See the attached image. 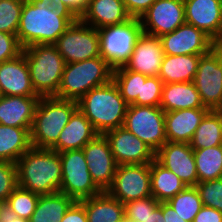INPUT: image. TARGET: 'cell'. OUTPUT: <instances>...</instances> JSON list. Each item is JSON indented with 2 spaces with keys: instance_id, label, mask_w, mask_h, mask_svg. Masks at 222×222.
Wrapping results in <instances>:
<instances>
[{
  "instance_id": "obj_1",
  "label": "cell",
  "mask_w": 222,
  "mask_h": 222,
  "mask_svg": "<svg viewBox=\"0 0 222 222\" xmlns=\"http://www.w3.org/2000/svg\"><path fill=\"white\" fill-rule=\"evenodd\" d=\"M76 19L61 8V0H27L16 35L23 49L37 44L54 45Z\"/></svg>"
},
{
  "instance_id": "obj_2",
  "label": "cell",
  "mask_w": 222,
  "mask_h": 222,
  "mask_svg": "<svg viewBox=\"0 0 222 222\" xmlns=\"http://www.w3.org/2000/svg\"><path fill=\"white\" fill-rule=\"evenodd\" d=\"M18 186L38 195L60 191V154L52 149L31 147L16 162Z\"/></svg>"
},
{
  "instance_id": "obj_3",
  "label": "cell",
  "mask_w": 222,
  "mask_h": 222,
  "mask_svg": "<svg viewBox=\"0 0 222 222\" xmlns=\"http://www.w3.org/2000/svg\"><path fill=\"white\" fill-rule=\"evenodd\" d=\"M77 103L99 134L123 127L128 104L113 80L91 89Z\"/></svg>"
},
{
  "instance_id": "obj_4",
  "label": "cell",
  "mask_w": 222,
  "mask_h": 222,
  "mask_svg": "<svg viewBox=\"0 0 222 222\" xmlns=\"http://www.w3.org/2000/svg\"><path fill=\"white\" fill-rule=\"evenodd\" d=\"M77 108L78 103L73 100L40 97L30 129L31 146L50 149Z\"/></svg>"
},
{
  "instance_id": "obj_5",
  "label": "cell",
  "mask_w": 222,
  "mask_h": 222,
  "mask_svg": "<svg viewBox=\"0 0 222 222\" xmlns=\"http://www.w3.org/2000/svg\"><path fill=\"white\" fill-rule=\"evenodd\" d=\"M32 86L39 97L56 96L66 65L55 45L37 44L23 49Z\"/></svg>"
},
{
  "instance_id": "obj_6",
  "label": "cell",
  "mask_w": 222,
  "mask_h": 222,
  "mask_svg": "<svg viewBox=\"0 0 222 222\" xmlns=\"http://www.w3.org/2000/svg\"><path fill=\"white\" fill-rule=\"evenodd\" d=\"M113 69L101 57L67 63L55 97L78 102L91 89L112 80Z\"/></svg>"
},
{
  "instance_id": "obj_7",
  "label": "cell",
  "mask_w": 222,
  "mask_h": 222,
  "mask_svg": "<svg viewBox=\"0 0 222 222\" xmlns=\"http://www.w3.org/2000/svg\"><path fill=\"white\" fill-rule=\"evenodd\" d=\"M100 38V56L114 70L125 66L143 29L139 18L97 29Z\"/></svg>"
},
{
  "instance_id": "obj_8",
  "label": "cell",
  "mask_w": 222,
  "mask_h": 222,
  "mask_svg": "<svg viewBox=\"0 0 222 222\" xmlns=\"http://www.w3.org/2000/svg\"><path fill=\"white\" fill-rule=\"evenodd\" d=\"M123 127L142 140L154 153L167 142L165 112L160 106L128 105Z\"/></svg>"
},
{
  "instance_id": "obj_9",
  "label": "cell",
  "mask_w": 222,
  "mask_h": 222,
  "mask_svg": "<svg viewBox=\"0 0 222 222\" xmlns=\"http://www.w3.org/2000/svg\"><path fill=\"white\" fill-rule=\"evenodd\" d=\"M59 154L62 167L59 192L72 197L75 201L90 198L103 192L91 177L82 149L69 150Z\"/></svg>"
},
{
  "instance_id": "obj_10",
  "label": "cell",
  "mask_w": 222,
  "mask_h": 222,
  "mask_svg": "<svg viewBox=\"0 0 222 222\" xmlns=\"http://www.w3.org/2000/svg\"><path fill=\"white\" fill-rule=\"evenodd\" d=\"M67 63L80 62L100 56L98 30L76 19L54 44Z\"/></svg>"
},
{
  "instance_id": "obj_11",
  "label": "cell",
  "mask_w": 222,
  "mask_h": 222,
  "mask_svg": "<svg viewBox=\"0 0 222 222\" xmlns=\"http://www.w3.org/2000/svg\"><path fill=\"white\" fill-rule=\"evenodd\" d=\"M194 84L202 104L210 110L222 102V46L217 44L200 56Z\"/></svg>"
},
{
  "instance_id": "obj_12",
  "label": "cell",
  "mask_w": 222,
  "mask_h": 222,
  "mask_svg": "<svg viewBox=\"0 0 222 222\" xmlns=\"http://www.w3.org/2000/svg\"><path fill=\"white\" fill-rule=\"evenodd\" d=\"M106 192L122 204L151 197L150 164H122Z\"/></svg>"
},
{
  "instance_id": "obj_13",
  "label": "cell",
  "mask_w": 222,
  "mask_h": 222,
  "mask_svg": "<svg viewBox=\"0 0 222 222\" xmlns=\"http://www.w3.org/2000/svg\"><path fill=\"white\" fill-rule=\"evenodd\" d=\"M143 32L161 37L186 23L183 0H156L139 18Z\"/></svg>"
},
{
  "instance_id": "obj_14",
  "label": "cell",
  "mask_w": 222,
  "mask_h": 222,
  "mask_svg": "<svg viewBox=\"0 0 222 222\" xmlns=\"http://www.w3.org/2000/svg\"><path fill=\"white\" fill-rule=\"evenodd\" d=\"M165 55H203L217 44L193 25L183 24L160 37Z\"/></svg>"
},
{
  "instance_id": "obj_15",
  "label": "cell",
  "mask_w": 222,
  "mask_h": 222,
  "mask_svg": "<svg viewBox=\"0 0 222 222\" xmlns=\"http://www.w3.org/2000/svg\"><path fill=\"white\" fill-rule=\"evenodd\" d=\"M88 170L95 184L106 191L113 183L117 164L104 134H98L84 147Z\"/></svg>"
},
{
  "instance_id": "obj_16",
  "label": "cell",
  "mask_w": 222,
  "mask_h": 222,
  "mask_svg": "<svg viewBox=\"0 0 222 222\" xmlns=\"http://www.w3.org/2000/svg\"><path fill=\"white\" fill-rule=\"evenodd\" d=\"M104 135L117 165L150 164L155 159V153L124 127L109 130Z\"/></svg>"
},
{
  "instance_id": "obj_17",
  "label": "cell",
  "mask_w": 222,
  "mask_h": 222,
  "mask_svg": "<svg viewBox=\"0 0 222 222\" xmlns=\"http://www.w3.org/2000/svg\"><path fill=\"white\" fill-rule=\"evenodd\" d=\"M155 159L178 176L187 187L198 183L194 153L190 144L167 141L155 153Z\"/></svg>"
},
{
  "instance_id": "obj_18",
  "label": "cell",
  "mask_w": 222,
  "mask_h": 222,
  "mask_svg": "<svg viewBox=\"0 0 222 222\" xmlns=\"http://www.w3.org/2000/svg\"><path fill=\"white\" fill-rule=\"evenodd\" d=\"M185 21L207 34L216 44L222 41V0H183Z\"/></svg>"
},
{
  "instance_id": "obj_19",
  "label": "cell",
  "mask_w": 222,
  "mask_h": 222,
  "mask_svg": "<svg viewBox=\"0 0 222 222\" xmlns=\"http://www.w3.org/2000/svg\"><path fill=\"white\" fill-rule=\"evenodd\" d=\"M164 55L160 37L143 32L124 67L146 76H158Z\"/></svg>"
},
{
  "instance_id": "obj_20",
  "label": "cell",
  "mask_w": 222,
  "mask_h": 222,
  "mask_svg": "<svg viewBox=\"0 0 222 222\" xmlns=\"http://www.w3.org/2000/svg\"><path fill=\"white\" fill-rule=\"evenodd\" d=\"M0 86L7 96H38L32 86L25 55L0 64Z\"/></svg>"
},
{
  "instance_id": "obj_21",
  "label": "cell",
  "mask_w": 222,
  "mask_h": 222,
  "mask_svg": "<svg viewBox=\"0 0 222 222\" xmlns=\"http://www.w3.org/2000/svg\"><path fill=\"white\" fill-rule=\"evenodd\" d=\"M209 111V108H191L165 112L167 141L190 144L195 130Z\"/></svg>"
},
{
  "instance_id": "obj_22",
  "label": "cell",
  "mask_w": 222,
  "mask_h": 222,
  "mask_svg": "<svg viewBox=\"0 0 222 222\" xmlns=\"http://www.w3.org/2000/svg\"><path fill=\"white\" fill-rule=\"evenodd\" d=\"M39 96H7L0 99V124L26 128L29 132Z\"/></svg>"
},
{
  "instance_id": "obj_23",
  "label": "cell",
  "mask_w": 222,
  "mask_h": 222,
  "mask_svg": "<svg viewBox=\"0 0 222 222\" xmlns=\"http://www.w3.org/2000/svg\"><path fill=\"white\" fill-rule=\"evenodd\" d=\"M98 134L91 122L77 108L61 131L58 141L50 149L58 153L83 149Z\"/></svg>"
},
{
  "instance_id": "obj_24",
  "label": "cell",
  "mask_w": 222,
  "mask_h": 222,
  "mask_svg": "<svg viewBox=\"0 0 222 222\" xmlns=\"http://www.w3.org/2000/svg\"><path fill=\"white\" fill-rule=\"evenodd\" d=\"M130 18L123 0H89L84 14L79 19L84 24L100 29L124 23Z\"/></svg>"
},
{
  "instance_id": "obj_25",
  "label": "cell",
  "mask_w": 222,
  "mask_h": 222,
  "mask_svg": "<svg viewBox=\"0 0 222 222\" xmlns=\"http://www.w3.org/2000/svg\"><path fill=\"white\" fill-rule=\"evenodd\" d=\"M159 106L164 112L207 108L202 104L200 94L193 81L164 84Z\"/></svg>"
},
{
  "instance_id": "obj_26",
  "label": "cell",
  "mask_w": 222,
  "mask_h": 222,
  "mask_svg": "<svg viewBox=\"0 0 222 222\" xmlns=\"http://www.w3.org/2000/svg\"><path fill=\"white\" fill-rule=\"evenodd\" d=\"M201 55H164L158 77L164 84L194 81Z\"/></svg>"
},
{
  "instance_id": "obj_27",
  "label": "cell",
  "mask_w": 222,
  "mask_h": 222,
  "mask_svg": "<svg viewBox=\"0 0 222 222\" xmlns=\"http://www.w3.org/2000/svg\"><path fill=\"white\" fill-rule=\"evenodd\" d=\"M79 202L84 206L88 222H117L125 217L124 204L106 191Z\"/></svg>"
},
{
  "instance_id": "obj_28",
  "label": "cell",
  "mask_w": 222,
  "mask_h": 222,
  "mask_svg": "<svg viewBox=\"0 0 222 222\" xmlns=\"http://www.w3.org/2000/svg\"><path fill=\"white\" fill-rule=\"evenodd\" d=\"M151 194L158 202H167L187 186L156 159L150 163Z\"/></svg>"
},
{
  "instance_id": "obj_29",
  "label": "cell",
  "mask_w": 222,
  "mask_h": 222,
  "mask_svg": "<svg viewBox=\"0 0 222 222\" xmlns=\"http://www.w3.org/2000/svg\"><path fill=\"white\" fill-rule=\"evenodd\" d=\"M30 132L0 124V161L16 163L31 148Z\"/></svg>"
},
{
  "instance_id": "obj_30",
  "label": "cell",
  "mask_w": 222,
  "mask_h": 222,
  "mask_svg": "<svg viewBox=\"0 0 222 222\" xmlns=\"http://www.w3.org/2000/svg\"><path fill=\"white\" fill-rule=\"evenodd\" d=\"M74 202L72 197L61 192L40 195L29 222H61Z\"/></svg>"
},
{
  "instance_id": "obj_31",
  "label": "cell",
  "mask_w": 222,
  "mask_h": 222,
  "mask_svg": "<svg viewBox=\"0 0 222 222\" xmlns=\"http://www.w3.org/2000/svg\"><path fill=\"white\" fill-rule=\"evenodd\" d=\"M218 145H222V116L216 110H210L195 130L190 146L198 150Z\"/></svg>"
},
{
  "instance_id": "obj_32",
  "label": "cell",
  "mask_w": 222,
  "mask_h": 222,
  "mask_svg": "<svg viewBox=\"0 0 222 222\" xmlns=\"http://www.w3.org/2000/svg\"><path fill=\"white\" fill-rule=\"evenodd\" d=\"M198 183L222 178V145L193 150Z\"/></svg>"
},
{
  "instance_id": "obj_33",
  "label": "cell",
  "mask_w": 222,
  "mask_h": 222,
  "mask_svg": "<svg viewBox=\"0 0 222 222\" xmlns=\"http://www.w3.org/2000/svg\"><path fill=\"white\" fill-rule=\"evenodd\" d=\"M148 76L127 70L124 66L113 70L112 80L117 85L121 96L130 105L141 97L142 81Z\"/></svg>"
},
{
  "instance_id": "obj_34",
  "label": "cell",
  "mask_w": 222,
  "mask_h": 222,
  "mask_svg": "<svg viewBox=\"0 0 222 222\" xmlns=\"http://www.w3.org/2000/svg\"><path fill=\"white\" fill-rule=\"evenodd\" d=\"M176 213L186 222H193L197 213L203 207L198 190L188 186L183 191L167 201Z\"/></svg>"
},
{
  "instance_id": "obj_35",
  "label": "cell",
  "mask_w": 222,
  "mask_h": 222,
  "mask_svg": "<svg viewBox=\"0 0 222 222\" xmlns=\"http://www.w3.org/2000/svg\"><path fill=\"white\" fill-rule=\"evenodd\" d=\"M39 196L18 186L4 203V209L16 217L29 220L35 211Z\"/></svg>"
},
{
  "instance_id": "obj_36",
  "label": "cell",
  "mask_w": 222,
  "mask_h": 222,
  "mask_svg": "<svg viewBox=\"0 0 222 222\" xmlns=\"http://www.w3.org/2000/svg\"><path fill=\"white\" fill-rule=\"evenodd\" d=\"M24 0H0V32L16 35Z\"/></svg>"
},
{
  "instance_id": "obj_37",
  "label": "cell",
  "mask_w": 222,
  "mask_h": 222,
  "mask_svg": "<svg viewBox=\"0 0 222 222\" xmlns=\"http://www.w3.org/2000/svg\"><path fill=\"white\" fill-rule=\"evenodd\" d=\"M163 81L158 76H148L142 81L141 97L132 103L138 106H159L161 102Z\"/></svg>"
},
{
  "instance_id": "obj_38",
  "label": "cell",
  "mask_w": 222,
  "mask_h": 222,
  "mask_svg": "<svg viewBox=\"0 0 222 222\" xmlns=\"http://www.w3.org/2000/svg\"><path fill=\"white\" fill-rule=\"evenodd\" d=\"M203 206L222 212V178L199 182L195 185Z\"/></svg>"
},
{
  "instance_id": "obj_39",
  "label": "cell",
  "mask_w": 222,
  "mask_h": 222,
  "mask_svg": "<svg viewBox=\"0 0 222 222\" xmlns=\"http://www.w3.org/2000/svg\"><path fill=\"white\" fill-rule=\"evenodd\" d=\"M159 204L152 196L129 201L124 204L125 218L129 222H142Z\"/></svg>"
},
{
  "instance_id": "obj_40",
  "label": "cell",
  "mask_w": 222,
  "mask_h": 222,
  "mask_svg": "<svg viewBox=\"0 0 222 222\" xmlns=\"http://www.w3.org/2000/svg\"><path fill=\"white\" fill-rule=\"evenodd\" d=\"M17 187L16 163L0 161V203L4 204Z\"/></svg>"
},
{
  "instance_id": "obj_41",
  "label": "cell",
  "mask_w": 222,
  "mask_h": 222,
  "mask_svg": "<svg viewBox=\"0 0 222 222\" xmlns=\"http://www.w3.org/2000/svg\"><path fill=\"white\" fill-rule=\"evenodd\" d=\"M22 51L17 35L0 32V64L15 59Z\"/></svg>"
},
{
  "instance_id": "obj_42",
  "label": "cell",
  "mask_w": 222,
  "mask_h": 222,
  "mask_svg": "<svg viewBox=\"0 0 222 222\" xmlns=\"http://www.w3.org/2000/svg\"><path fill=\"white\" fill-rule=\"evenodd\" d=\"M156 0H123L127 13L132 18H140Z\"/></svg>"
},
{
  "instance_id": "obj_43",
  "label": "cell",
  "mask_w": 222,
  "mask_h": 222,
  "mask_svg": "<svg viewBox=\"0 0 222 222\" xmlns=\"http://www.w3.org/2000/svg\"><path fill=\"white\" fill-rule=\"evenodd\" d=\"M61 222H88L84 206L75 201L63 216Z\"/></svg>"
},
{
  "instance_id": "obj_44",
  "label": "cell",
  "mask_w": 222,
  "mask_h": 222,
  "mask_svg": "<svg viewBox=\"0 0 222 222\" xmlns=\"http://www.w3.org/2000/svg\"><path fill=\"white\" fill-rule=\"evenodd\" d=\"M193 222H222V212L215 208L203 206Z\"/></svg>"
},
{
  "instance_id": "obj_45",
  "label": "cell",
  "mask_w": 222,
  "mask_h": 222,
  "mask_svg": "<svg viewBox=\"0 0 222 222\" xmlns=\"http://www.w3.org/2000/svg\"><path fill=\"white\" fill-rule=\"evenodd\" d=\"M86 6V0H61V8L70 12L77 19L84 14Z\"/></svg>"
},
{
  "instance_id": "obj_46",
  "label": "cell",
  "mask_w": 222,
  "mask_h": 222,
  "mask_svg": "<svg viewBox=\"0 0 222 222\" xmlns=\"http://www.w3.org/2000/svg\"><path fill=\"white\" fill-rule=\"evenodd\" d=\"M164 222H186L176 213V211L167 202H163Z\"/></svg>"
},
{
  "instance_id": "obj_47",
  "label": "cell",
  "mask_w": 222,
  "mask_h": 222,
  "mask_svg": "<svg viewBox=\"0 0 222 222\" xmlns=\"http://www.w3.org/2000/svg\"><path fill=\"white\" fill-rule=\"evenodd\" d=\"M142 222H164L163 218V202L153 210Z\"/></svg>"
},
{
  "instance_id": "obj_48",
  "label": "cell",
  "mask_w": 222,
  "mask_h": 222,
  "mask_svg": "<svg viewBox=\"0 0 222 222\" xmlns=\"http://www.w3.org/2000/svg\"><path fill=\"white\" fill-rule=\"evenodd\" d=\"M0 222H29V220L16 217L4 209L0 215Z\"/></svg>"
},
{
  "instance_id": "obj_49",
  "label": "cell",
  "mask_w": 222,
  "mask_h": 222,
  "mask_svg": "<svg viewBox=\"0 0 222 222\" xmlns=\"http://www.w3.org/2000/svg\"><path fill=\"white\" fill-rule=\"evenodd\" d=\"M216 111L222 116V102H221V104L216 108Z\"/></svg>"
},
{
  "instance_id": "obj_50",
  "label": "cell",
  "mask_w": 222,
  "mask_h": 222,
  "mask_svg": "<svg viewBox=\"0 0 222 222\" xmlns=\"http://www.w3.org/2000/svg\"><path fill=\"white\" fill-rule=\"evenodd\" d=\"M3 210H4V204L0 203V215L3 212Z\"/></svg>"
},
{
  "instance_id": "obj_51",
  "label": "cell",
  "mask_w": 222,
  "mask_h": 222,
  "mask_svg": "<svg viewBox=\"0 0 222 222\" xmlns=\"http://www.w3.org/2000/svg\"><path fill=\"white\" fill-rule=\"evenodd\" d=\"M4 97V94L2 92L1 86H0V99Z\"/></svg>"
},
{
  "instance_id": "obj_52",
  "label": "cell",
  "mask_w": 222,
  "mask_h": 222,
  "mask_svg": "<svg viewBox=\"0 0 222 222\" xmlns=\"http://www.w3.org/2000/svg\"><path fill=\"white\" fill-rule=\"evenodd\" d=\"M117 222H129L125 217L123 219H121L120 221Z\"/></svg>"
}]
</instances>
